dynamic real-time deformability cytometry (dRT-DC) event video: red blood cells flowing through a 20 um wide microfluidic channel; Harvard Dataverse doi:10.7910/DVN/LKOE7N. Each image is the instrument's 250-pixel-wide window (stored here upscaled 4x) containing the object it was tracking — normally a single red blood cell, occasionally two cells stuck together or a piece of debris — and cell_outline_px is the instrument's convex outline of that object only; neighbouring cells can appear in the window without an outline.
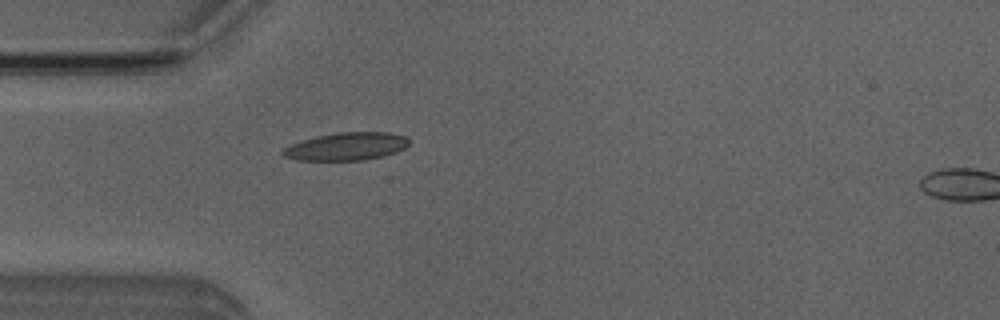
{"species": "Egyptian fruit bat (a non-hibernating species)", "species_latin": "Rousettus aegyptiacus", "temperature_condition": "room temperature", "stored_images_in_passage": 5, "camera_frame_rate_fps": 3000, "um_per_image_px": 0.085, "animal": {"sex": "male"}, "frame": {"image": 1, "passage_image": 4, "time_ms": 4.333, "image_size_px": [1000, 320], "cell_outline_px": [[408, 144], [404, 148], [396, 152], [384, 156], [364, 160], [296, 160], [284, 156], [280, 152], [284, 148], [292, 144], [316, 136], [340, 132], [388, 132], [404, 136], [408, 140]], "centroid_in_image_um": [29.44, 12.45], "position_along_channel_um": 55.6, "area_um2": 20.29}}